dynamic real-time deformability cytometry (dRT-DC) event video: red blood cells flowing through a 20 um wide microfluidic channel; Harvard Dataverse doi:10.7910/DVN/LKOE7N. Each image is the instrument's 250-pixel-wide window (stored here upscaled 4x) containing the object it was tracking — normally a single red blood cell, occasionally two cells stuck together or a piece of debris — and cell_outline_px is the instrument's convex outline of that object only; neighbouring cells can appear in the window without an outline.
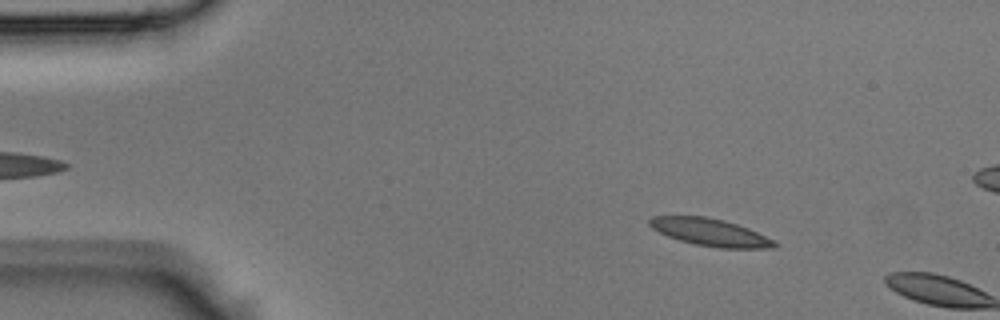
{"species": "Egyptian fruit bat (a non-hibernating species)", "species_latin": "Rousettus aegyptiacus", "temperature_condition": "room temperature", "stored_images_in_passage": 7, "camera_frame_rate_fps": 3000, "um_per_image_px": 0.085, "animal": {"sex": "male"}, "frame": {"image": 1, "passage_image": 6, "time_ms": 1.667, "image_size_px": [1000, 320], "cell_outline_px": [[780, 244], [776, 248], [720, 248], [696, 244], [680, 240], [668, 236], [652, 228], [648, 224], [648, 220], [652, 216], [708, 216], [724, 220], [748, 228], [776, 240]], "centroid_in_image_um": [60.42, 19.74], "position_along_channel_um": 24.6, "area_um2": 20.0}}